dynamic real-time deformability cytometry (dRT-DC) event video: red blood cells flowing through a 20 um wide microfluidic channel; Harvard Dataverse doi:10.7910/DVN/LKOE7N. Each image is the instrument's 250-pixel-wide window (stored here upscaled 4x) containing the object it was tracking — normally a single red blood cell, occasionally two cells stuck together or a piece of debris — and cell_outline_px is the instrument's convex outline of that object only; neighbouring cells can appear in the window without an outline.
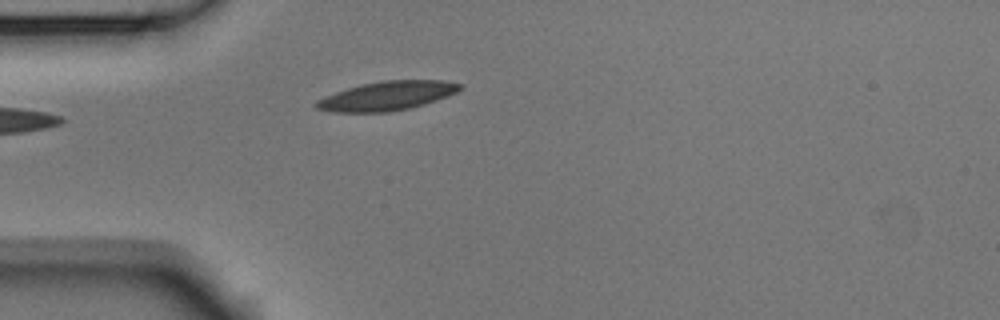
{"species": "Egyptian fruit bat (a non-hibernating species)", "species_latin": "Rousettus aegyptiacus", "temperature_condition": "room temperature", "stored_images_in_passage": 3, "camera_frame_rate_fps": 3000, "um_per_image_px": 0.085, "animal": {"sex": "male"}, "frame": {"image": 1, "passage_image": 3, "time_ms": 0.667, "image_size_px": [1000, 320], "cell_outline_px": [[464, 84], [456, 92], [424, 104], [408, 108], [388, 112], [332, 112], [316, 108], [312, 104], [316, 100], [324, 96], [360, 84], [380, 80], [444, 80]], "centroid_in_image_um": [32.85, 8.14], "position_along_channel_um": 52.2, "area_um2": 24.28}}